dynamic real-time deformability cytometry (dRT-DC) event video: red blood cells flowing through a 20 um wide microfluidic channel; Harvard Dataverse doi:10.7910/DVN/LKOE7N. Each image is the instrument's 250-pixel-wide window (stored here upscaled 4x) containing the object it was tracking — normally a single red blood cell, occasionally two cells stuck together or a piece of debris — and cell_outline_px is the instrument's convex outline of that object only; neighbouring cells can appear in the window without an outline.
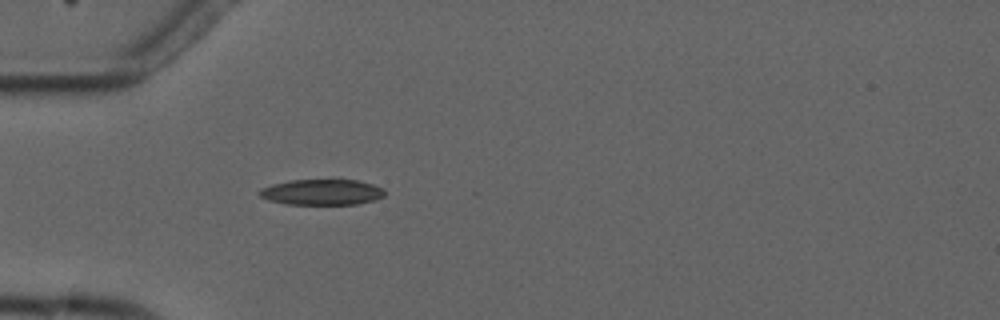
{"species": "common noctule bat (a hibernating species)", "species_latin": "Nyctalus noctula", "temperature_condition": "cold", "stored_images_in_passage": 1, "camera_frame_rate_fps": 3000, "um_per_image_px": 0.085, "animal": {"sex": "male", "forearm_length_mm": 52.5}, "frame": {"image": 1, "passage_image": 1, "time_ms": 0.0, "image_size_px": [1000, 320], "cell_outline_px": [[388, 192], [384, 196], [376, 200], [356, 204], [288, 204], [268, 200], [260, 196], [256, 192], [260, 188], [272, 184], [292, 180], [356, 180], [372, 184], [384, 188]], "centroid_in_image_um": [27.38, 16.33], "position_along_channel_um": 57.6, "area_um2": 18.9}}